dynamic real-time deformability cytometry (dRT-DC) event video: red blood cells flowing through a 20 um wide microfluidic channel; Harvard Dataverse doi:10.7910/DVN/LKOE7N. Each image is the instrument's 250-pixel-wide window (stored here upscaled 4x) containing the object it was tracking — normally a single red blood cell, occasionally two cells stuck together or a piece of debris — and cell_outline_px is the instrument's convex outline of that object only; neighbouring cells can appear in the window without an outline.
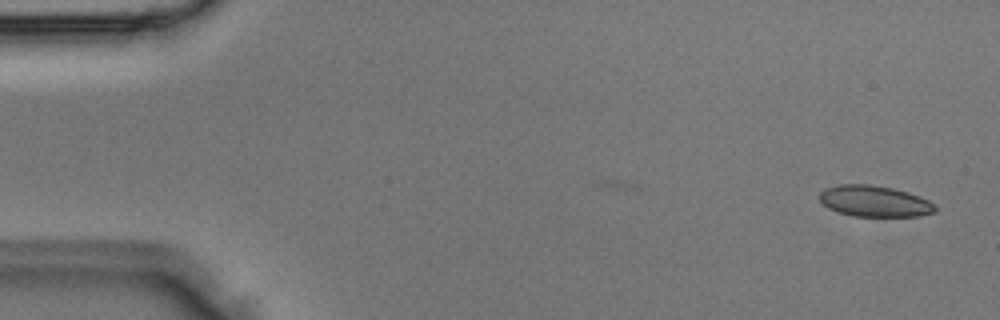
{"species": "Egyptian fruit bat (a non-hibernating species)", "species_latin": "Rousettus aegyptiacus", "temperature_condition": "room temperature", "stored_images_in_passage": 5, "camera_frame_rate_fps": 3000, "um_per_image_px": 0.085, "animal": {"sex": "male"}, "frame": {"image": 1, "passage_image": 1, "time_ms": 0.0, "image_size_px": [1000, 320], "cell_outline_px": [[936, 212], [920, 216], [852, 216], [836, 212], [828, 208], [820, 200], [820, 192], [824, 188], [840, 184], [868, 184], [892, 188], [908, 192], [920, 196], [928, 200], [936, 208]], "centroid_in_image_um": [74.31, 17.1], "position_along_channel_um": 10.7, "area_um2": 21.04}}